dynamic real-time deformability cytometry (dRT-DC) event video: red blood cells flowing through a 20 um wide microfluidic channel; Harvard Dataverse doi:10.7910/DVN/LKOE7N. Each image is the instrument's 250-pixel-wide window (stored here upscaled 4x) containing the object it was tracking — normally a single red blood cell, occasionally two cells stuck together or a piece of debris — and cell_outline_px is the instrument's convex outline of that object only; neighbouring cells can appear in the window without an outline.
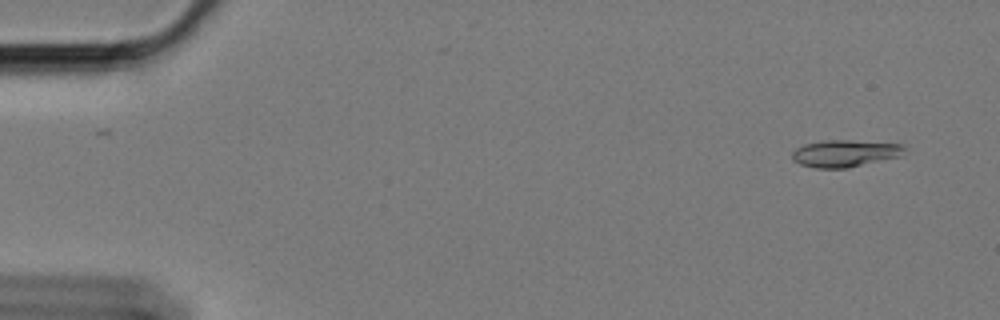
{"species": "Egyptian fruit bat (a non-hibernating species)", "species_latin": "Rousettus aegyptiacus", "temperature_condition": "cold", "stored_images_in_passage": 59, "camera_frame_rate_fps": 3000, "um_per_image_px": 0.085, "animal": {"sex": "female"}, "frame": {"image": 1, "passage_image": 4, "time_ms": 1.0, "image_size_px": [1000, 320], "cell_outline_px": [[904, 148], [900, 156], [848, 168], [816, 168], [800, 164], [792, 160], [792, 152], [796, 148], [804, 144], [824, 140], [848, 140], [904, 144]], "centroid_in_image_um": [71.78, 13.03], "position_along_channel_um": 13.2, "area_um2": 17.63}}
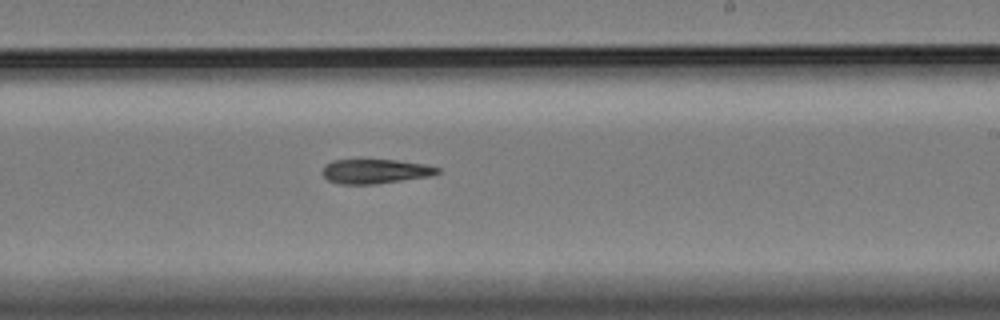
{"frame": {"image": 2, "passage_image": 36, "time_ms": 11.667, "image_size_px": [1000, 320], "cell_outline_px": [[440, 172], [428, 176], [372, 184], [340, 184], [328, 180], [320, 172], [324, 164], [332, 160], [396, 160], [424, 164], [440, 168]], "centroid_in_image_um": [31.82, 14.55], "position_along_channel_um": 257.2, "area_um2": 16.24}}
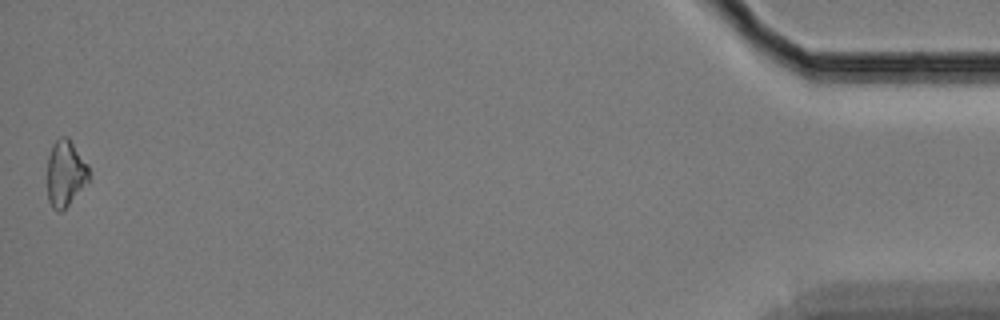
{"frame": {"image": 3, "passage_image": 59, "time_ms": 19.333, "image_size_px": [1000, 320], "cell_outline_px": [[88, 180], [68, 204], [60, 212], [56, 212], [52, 208], [48, 200], [48, 156], [52, 144], [60, 136], [68, 136], [88, 164]], "centroid_in_image_um": [5.54, 14.7], "position_along_channel_um": 429.7, "area_um2": 15.9}}